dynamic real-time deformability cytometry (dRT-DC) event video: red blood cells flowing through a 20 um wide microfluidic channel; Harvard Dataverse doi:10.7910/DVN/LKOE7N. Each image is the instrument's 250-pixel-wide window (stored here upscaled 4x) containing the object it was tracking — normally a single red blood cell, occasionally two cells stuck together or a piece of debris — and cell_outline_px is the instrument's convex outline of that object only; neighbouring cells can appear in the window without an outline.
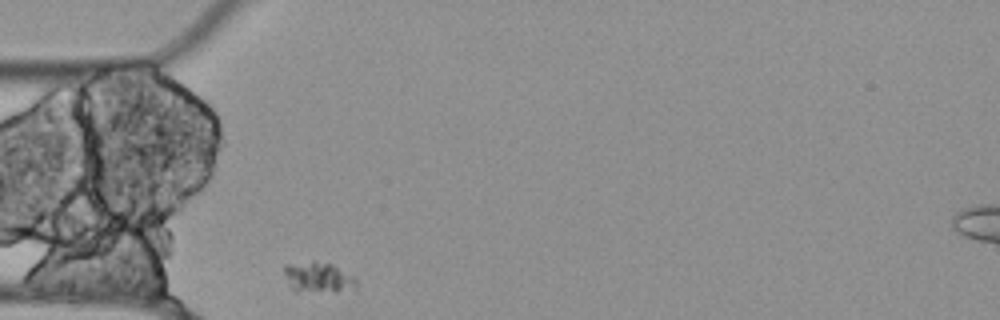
{"species": "Egyptian fruit bat (a non-hibernating species)", "species_latin": "Rousettus aegyptiacus", "temperature_condition": "cold", "stored_images_in_passage": 5, "camera_frame_rate_fps": 3000, "um_per_image_px": 0.085, "animal": {"sex": "female"}, "frame": {"image": 1, "passage_image": 1, "time_ms": 0.0, "image_size_px": [1000, 320], "cell_outline_px": [[356, 284], [336, 292], [296, 292], [292, 288], [284, 272], [284, 264], [312, 260], [332, 264], [352, 276], [356, 280]], "centroid_in_image_um": [26.96, 23.55], "position_along_channel_um": 58.0, "area_um2": 12.66}}
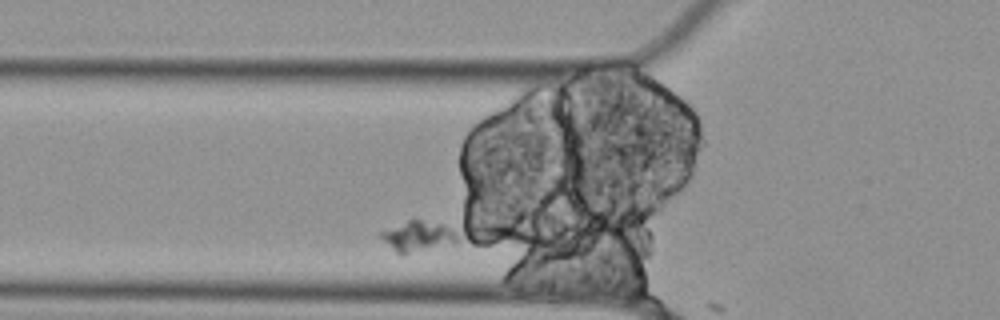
{"frame": {"image": 2, "passage_image": 4, "time_ms": 1.0, "image_size_px": [1000, 320], "cell_outline_px": [[460, 236], [456, 244], [404, 252], [396, 252], [380, 236], [380, 232], [408, 220], [420, 220], [440, 224], [452, 228]], "centroid_in_image_um": [35.6, 20.05], "position_along_channel_um": 90.2, "area_um2": 13.01}}